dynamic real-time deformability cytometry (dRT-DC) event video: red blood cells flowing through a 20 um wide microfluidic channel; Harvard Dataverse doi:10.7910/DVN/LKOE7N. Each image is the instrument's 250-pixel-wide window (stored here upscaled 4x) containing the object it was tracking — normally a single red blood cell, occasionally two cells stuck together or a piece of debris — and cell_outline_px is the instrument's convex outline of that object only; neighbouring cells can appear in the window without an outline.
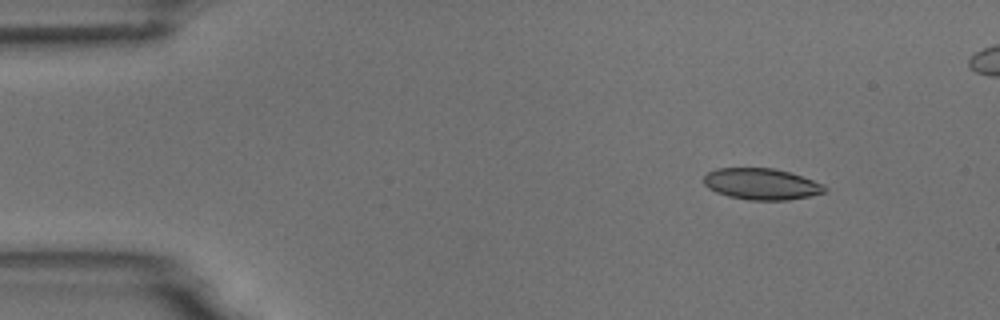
{"species": "common noctule bat (a hibernating species)", "species_latin": "Nyctalus noctula", "temperature_condition": "room temperature", "stored_images_in_passage": 8, "camera_frame_rate_fps": 3000, "um_per_image_px": 0.085, "animal": {"sex": "male", "body_mass_g": 18.8}, "frame": {"image": 1, "passage_image": 2, "time_ms": 1.333, "image_size_px": [1000, 320], "cell_outline_px": [[828, 188], [824, 192], [808, 196], [788, 200], [748, 200], [728, 196], [716, 192], [708, 188], [704, 184], [704, 176], [708, 172], [716, 168], [772, 168], [788, 172], [824, 184]], "centroid_in_image_um": [64.7, 15.64], "position_along_channel_um": 20.3, "area_um2": 21.96}}